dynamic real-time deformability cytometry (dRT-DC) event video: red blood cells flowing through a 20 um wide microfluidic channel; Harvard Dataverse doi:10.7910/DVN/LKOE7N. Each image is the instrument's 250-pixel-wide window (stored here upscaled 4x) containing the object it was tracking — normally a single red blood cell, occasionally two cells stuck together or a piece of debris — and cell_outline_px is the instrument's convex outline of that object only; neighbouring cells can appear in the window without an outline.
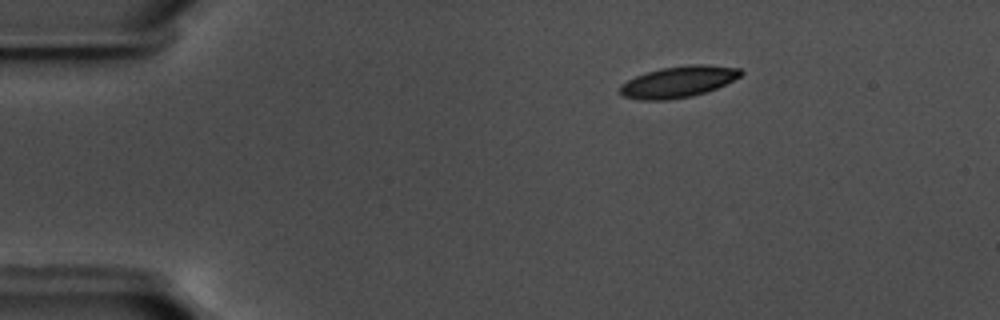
{"species": "common noctule bat (a hibernating species)", "species_latin": "Nyctalus noctula", "temperature_condition": "warm", "stored_images_in_passage": 4, "camera_frame_rate_fps": 3000, "um_per_image_px": 0.085, "animal": {"sex": "male", "body_mass_g": 17.5, "forearm_length_mm": 52.3}, "frame": {"image": 1, "passage_image": 4, "time_ms": 1.0, "image_size_px": [1000, 320], "cell_outline_px": [[740, 72], [736, 76], [720, 84], [708, 88], [692, 92], [672, 96], [648, 96], [680, 68], [716, 68]], "centroid_in_image_um": [58.9, 6.87], "position_along_channel_um": 26.1, "area_um2": 10.69}}